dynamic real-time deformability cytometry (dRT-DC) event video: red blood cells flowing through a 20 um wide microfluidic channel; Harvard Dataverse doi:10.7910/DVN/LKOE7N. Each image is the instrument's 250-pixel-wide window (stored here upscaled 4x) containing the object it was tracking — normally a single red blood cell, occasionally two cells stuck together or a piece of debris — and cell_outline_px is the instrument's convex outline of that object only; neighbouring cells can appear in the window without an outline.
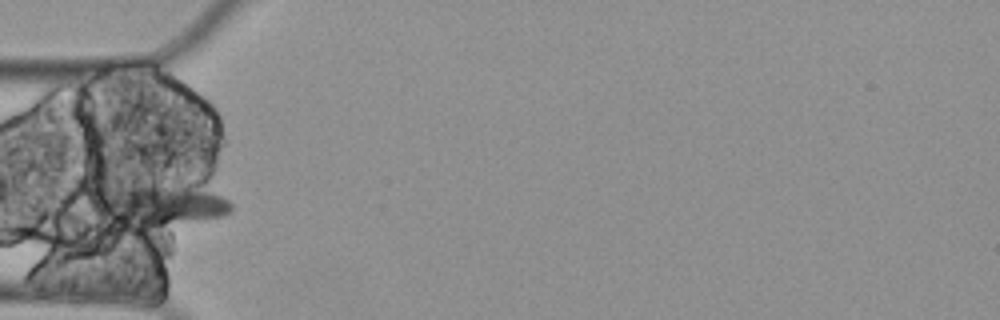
{"species": "Egyptian fruit bat (a non-hibernating species)", "species_latin": "Rousettus aegyptiacus", "temperature_condition": "cold", "stored_images_in_passage": 4, "camera_frame_rate_fps": 3000, "um_per_image_px": 0.085, "animal": {"sex": "female"}, "frame": {"image": 1, "passage_image": 4, "time_ms": 1.0, "image_size_px": [1000, 320], "cell_outline_px": [[232, 212], [224, 216], [148, 228], [108, 224], [92, 208], [100, 188], [192, 180], [228, 200], [232, 204]], "centroid_in_image_um": [13.55, 17.36], "position_along_channel_um": 71.5, "area_um2": 35.55}}